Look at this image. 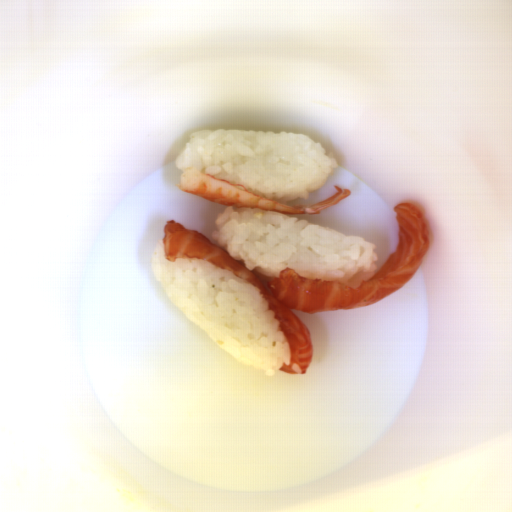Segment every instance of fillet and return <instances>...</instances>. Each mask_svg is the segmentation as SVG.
Listing matches in <instances>:
<instances>
[{
  "instance_id": "25842a12",
  "label": "fillet",
  "mask_w": 512,
  "mask_h": 512,
  "mask_svg": "<svg viewBox=\"0 0 512 512\" xmlns=\"http://www.w3.org/2000/svg\"><path fill=\"white\" fill-rule=\"evenodd\" d=\"M392 210L398 224L396 250L370 281L358 286L307 279L288 267L280 277L266 278L256 271H248L245 263L232 259L224 247L175 220L165 223L162 241L165 257L170 262L199 259L242 277L259 289L290 346L289 365L283 364L277 371L297 374L293 365L298 364L300 374H306L314 356L312 336L292 310L317 313L368 305L397 292L418 271L431 245L430 229L415 206L399 203Z\"/></svg>"
}]
</instances>
